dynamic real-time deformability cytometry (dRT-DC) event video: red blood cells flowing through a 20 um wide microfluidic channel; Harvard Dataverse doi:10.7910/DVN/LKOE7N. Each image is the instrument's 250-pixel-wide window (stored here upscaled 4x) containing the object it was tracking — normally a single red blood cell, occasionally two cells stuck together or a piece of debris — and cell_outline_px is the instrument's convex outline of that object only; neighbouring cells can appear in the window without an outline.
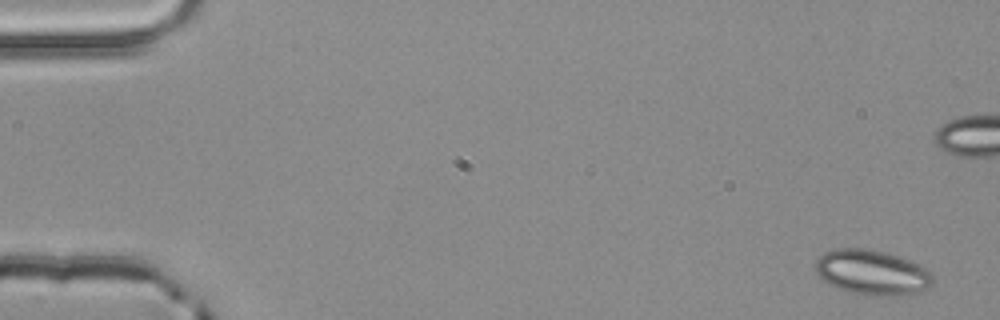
{"species": "common noctule bat (a hibernating species)", "species_latin": "Nyctalus noctula", "temperature_condition": "room temperature", "stored_images_in_passage": 4, "camera_frame_rate_fps": 3000, "um_per_image_px": 0.085, "animal": {"sex": "male", "body_mass_g": 20.4}, "frame": {"image": 1, "passage_image": 1, "time_ms": 0.0, "image_size_px": [1000, 320], "cell_outline_px": [[932, 284], [928, 288], [912, 296], [868, 296], [836, 288], [828, 284], [816, 272], [816, 260], [824, 252], [836, 248], [864, 248], [884, 252], [900, 256], [932, 272]], "centroid_in_image_um": [74.15, 23.18], "position_along_channel_um": 10.9, "area_um2": 31.1}}